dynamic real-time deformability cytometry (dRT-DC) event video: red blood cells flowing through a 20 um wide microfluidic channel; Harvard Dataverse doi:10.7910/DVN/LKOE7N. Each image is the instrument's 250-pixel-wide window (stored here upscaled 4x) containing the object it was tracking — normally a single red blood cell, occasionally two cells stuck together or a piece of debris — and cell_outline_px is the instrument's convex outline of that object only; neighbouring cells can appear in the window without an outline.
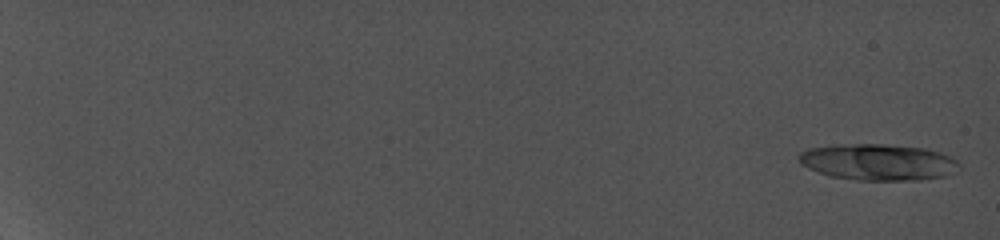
{"species": "common noctule bat (a hibernating species)", "species_latin": "Nyctalus noctula", "temperature_condition": "cold", "stored_images_in_passage": 11, "camera_frame_rate_fps": 5000, "um_per_image_px": 0.085, "animal": {"sex": "female", "body_mass_g": 19.0, "forearm_length_mm": 56.7}, "frame": {"image": 1, "passage_image": 1, "time_ms": 0.0, "image_size_px": [1000, 240], "cell_outline_px": [[956, 172], [944, 176], [920, 180], [856, 180], [828, 176], [808, 168], [800, 164], [796, 156], [800, 152], [808, 148], [832, 144], [884, 144], [924, 148], [940, 152], [956, 160]], "centroid_in_image_um": [74.55, 13.77], "position_along_channel_um": 10.4, "area_um2": 34.16}}
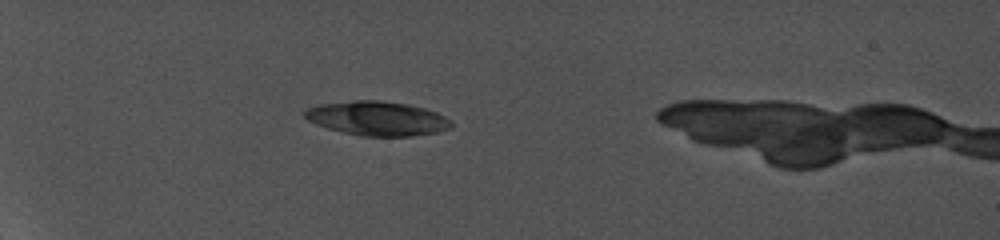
{"frame": {"image": 2, "passage_image": 9, "time_ms": 7.0, "image_size_px": [1000, 240], "cell_outline_px": [[452, 128], [436, 132], [412, 136], [360, 136], [328, 128], [316, 124], [308, 120], [300, 112], [304, 108], [320, 104], [352, 100], [380, 100], [408, 104], [424, 108], [436, 112], [452, 120]], "centroid_in_image_um": [32.04, 10.06], "position_along_channel_um": 53.0, "area_um2": 29.48}}
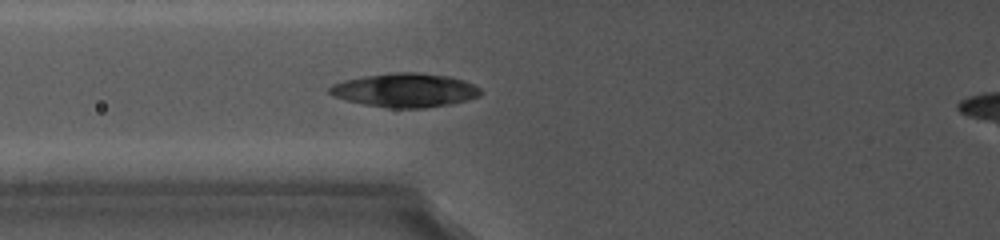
{"frame": {"image": 3, "passage_image": 11, "time_ms": 9.4, "image_size_px": [1000, 240], "cell_outline_px": [[484, 92], [480, 96], [468, 100], [448, 104], [424, 108], [384, 108], [364, 104], [348, 100], [336, 96], [328, 92], [328, 88], [332, 84], [344, 80], [364, 76], [388, 72], [420, 72], [452, 76], [464, 80], [480, 88]], "centroid_in_image_um": [34.47, 7.65], "position_along_channel_um": 91.3, "area_um2": 30.06}}